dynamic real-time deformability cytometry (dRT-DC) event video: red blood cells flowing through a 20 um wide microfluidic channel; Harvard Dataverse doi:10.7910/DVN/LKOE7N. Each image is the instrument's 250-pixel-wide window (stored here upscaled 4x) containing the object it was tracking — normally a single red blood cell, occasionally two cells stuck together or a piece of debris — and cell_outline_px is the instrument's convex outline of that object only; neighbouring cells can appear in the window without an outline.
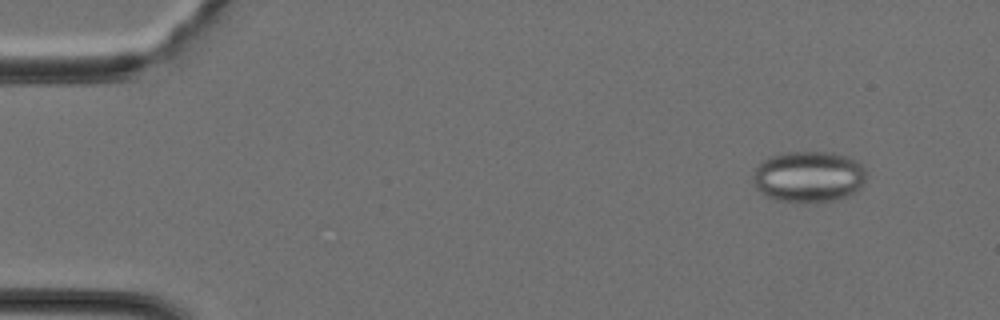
{"species": "Egyptian fruit bat (a non-hibernating species)", "species_latin": "Rousettus aegyptiacus", "temperature_condition": "cold", "stored_images_in_passage": 40, "segment_of_instrument_passage": [1, 2], "camera_frame_rate_fps": 3000, "um_per_image_px": 0.085, "animal": {"sex": "female"}, "frame": {"image": 1, "passage_image": 4, "time_ms": 1.0, "image_size_px": [1000, 320], "cell_outline_px": [[864, 180], [860, 188], [856, 192], [832, 200], [816, 204], [804, 204], [776, 200], [760, 192], [756, 188], [756, 168], [764, 160], [772, 156], [788, 152], [832, 152], [848, 156], [856, 160], [864, 168]], "centroid_in_image_um": [68.77, 15.04], "position_along_channel_um": 16.2, "area_um2": 33.7}}